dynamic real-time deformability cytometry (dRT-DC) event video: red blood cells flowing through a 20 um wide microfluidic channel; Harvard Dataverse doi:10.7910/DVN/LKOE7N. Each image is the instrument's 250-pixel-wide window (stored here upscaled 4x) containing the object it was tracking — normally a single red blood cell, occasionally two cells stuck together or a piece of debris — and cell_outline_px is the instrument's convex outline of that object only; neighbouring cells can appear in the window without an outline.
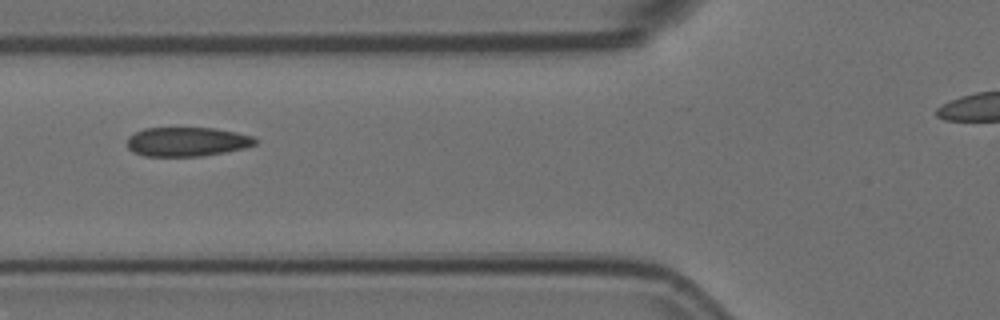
{"species": "Egyptian fruit bat (a non-hibernating species)", "species_latin": "Rousettus aegyptiacus", "temperature_condition": "room temperature", "stored_images_in_passage": 6, "camera_frame_rate_fps": 3000, "um_per_image_px": 0.085, "animal": {"sex": "female"}, "frame": {"image": 1, "passage_image": 2, "time_ms": 0.333, "image_size_px": [1000, 320], "cell_outline_px": [[256, 144], [244, 148], [224, 152], [200, 156], [144, 156], [132, 152], [128, 148], [128, 136], [144, 128], [216, 128], [236, 132], [252, 136], [256, 140]], "centroid_in_image_um": [15.87, 12.04], "position_along_channel_um": 109.9, "area_um2": 21.73}}
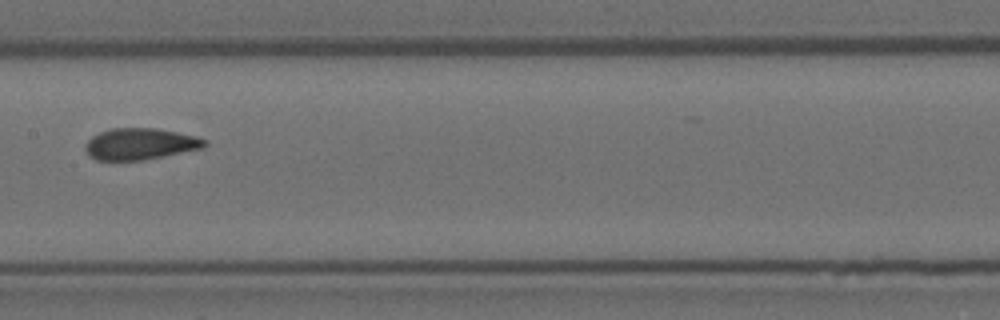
{"frame": {"image": 2, "passage_image": 4, "time_ms": 1.0, "image_size_px": [1000, 320], "cell_outline_px": [[208, 144], [204, 148], [144, 160], [96, 160], [88, 156], [84, 148], [88, 140], [92, 136], [100, 132], [112, 128], [156, 128], [196, 136], [208, 140]], "centroid_in_image_um": [11.93, 12.24], "position_along_channel_um": 195.5, "area_um2": 22.02}}
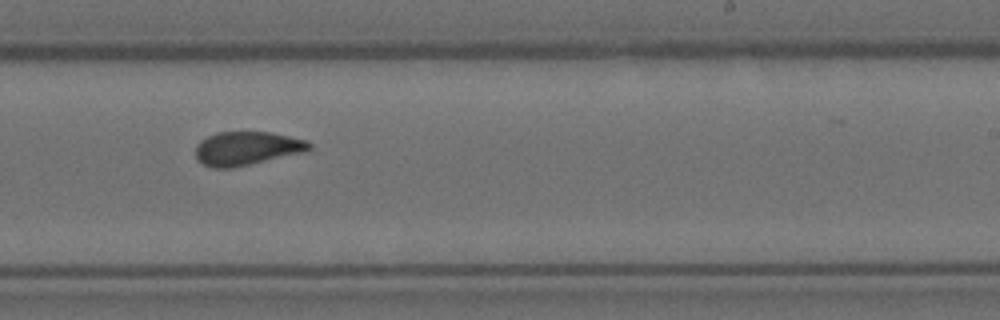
{"frame": {"image": 3, "passage_image": 6, "time_ms": 1.667, "image_size_px": [1000, 320], "cell_outline_px": [[312, 148], [304, 152], [232, 168], [212, 168], [204, 164], [196, 156], [196, 144], [200, 140], [216, 132], [272, 132], [308, 140], [312, 144]], "centroid_in_image_um": [21.0, 12.6], "position_along_channel_um": 268.0, "area_um2": 22.31}}